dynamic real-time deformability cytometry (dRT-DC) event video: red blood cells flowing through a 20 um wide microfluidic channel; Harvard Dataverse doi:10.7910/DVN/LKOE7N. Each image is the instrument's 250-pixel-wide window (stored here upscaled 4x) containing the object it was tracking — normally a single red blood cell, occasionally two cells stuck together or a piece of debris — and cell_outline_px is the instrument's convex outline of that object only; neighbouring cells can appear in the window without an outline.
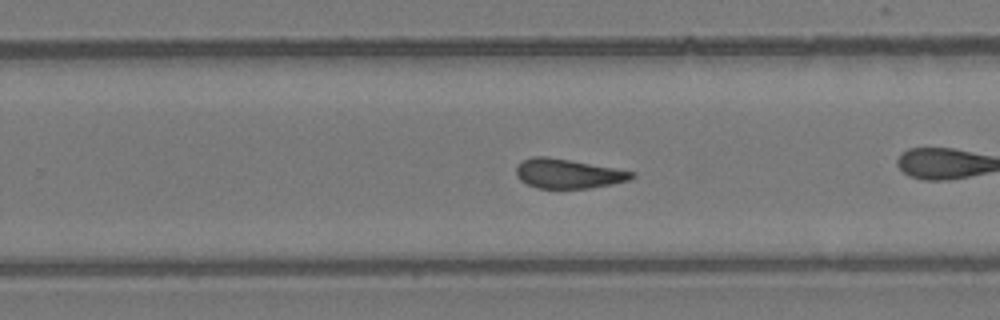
{"species": "common noctule bat (a hibernating species)", "species_latin": "Nyctalus noctula", "temperature_condition": "room temperature", "stored_images_in_passage": 38, "camera_frame_rate_fps": 3000, "um_per_image_px": 0.085, "animal": {"sex": "female", "body_mass_g": 24.6, "forearm_length_mm": 56.2}, "frame": {"image": 1, "passage_image": 17, "time_ms": 5.333, "image_size_px": [1000, 320], "cell_outline_px": [[636, 176], [628, 180], [612, 184], [588, 188], [536, 188], [520, 180], [516, 176], [516, 164], [532, 156], [548, 156], [616, 168], [636, 172]], "centroid_in_image_um": [48.27, 14.75], "position_along_channel_um": 281.5, "area_um2": 19.94}}